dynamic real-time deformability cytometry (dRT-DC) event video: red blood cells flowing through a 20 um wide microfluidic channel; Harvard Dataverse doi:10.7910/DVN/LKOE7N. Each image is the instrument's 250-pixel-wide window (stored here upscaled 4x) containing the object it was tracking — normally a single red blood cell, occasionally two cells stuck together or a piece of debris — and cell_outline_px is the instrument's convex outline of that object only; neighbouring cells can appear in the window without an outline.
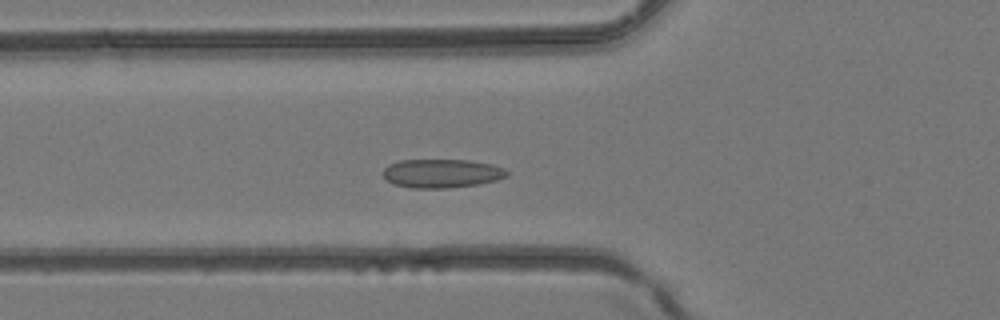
{"species": "common noctule bat (a hibernating species)", "species_latin": "Nyctalus noctula", "temperature_condition": "room temperature", "stored_images_in_passage": 24, "camera_frame_rate_fps": 3000, "um_per_image_px": 0.085, "animal": {"sex": "female", "body_mass_g": 24.6, "forearm_length_mm": 56.2}, "frame": {"image": 1, "passage_image": 5, "time_ms": 1.333, "image_size_px": [1000, 320], "cell_outline_px": [[508, 176], [496, 180], [480, 184], [448, 188], [412, 188], [392, 184], [384, 176], [384, 168], [388, 164], [400, 160], [468, 160], [492, 164], [504, 168], [508, 172]], "centroid_in_image_um": [37.56, 14.74], "position_along_channel_um": 88.2, "area_um2": 20.81}}
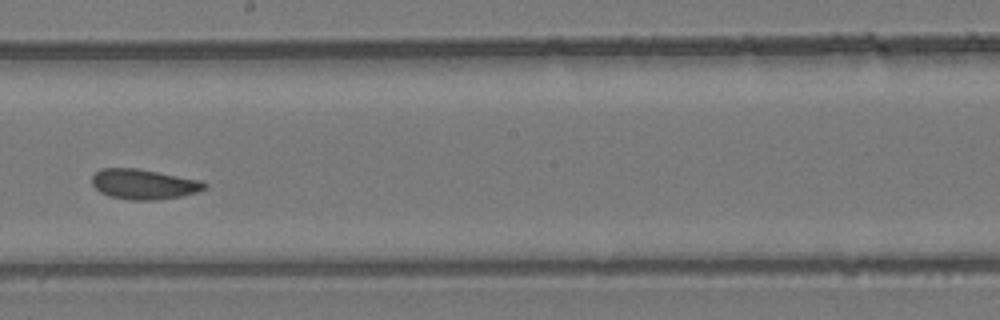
{"frame": {"image": 2, "passage_image": 14, "time_ms": 4.333, "image_size_px": [1000, 320], "cell_outline_px": [[208, 184], [204, 188], [196, 192], [180, 196], [156, 200], [132, 200], [112, 196], [100, 192], [92, 184], [92, 176], [100, 168], [136, 168], [200, 180]], "centroid_in_image_um": [12.2, 15.65], "position_along_channel_um": 236.0, "area_um2": 19.48}}
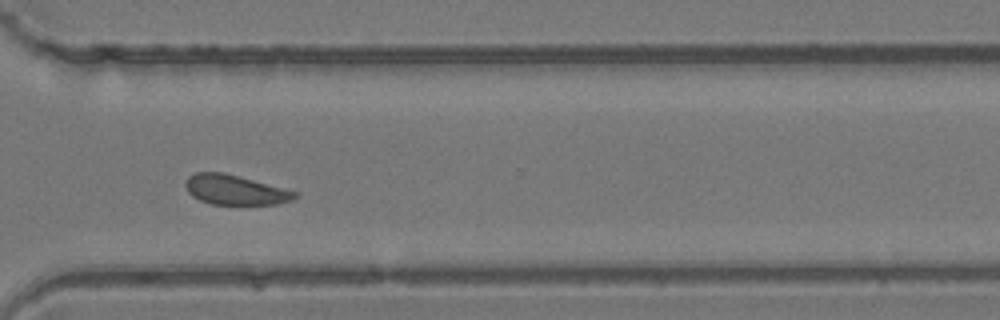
{"frame": {"image": 3, "passage_image": 21, "time_ms": 6.667, "image_size_px": [1000, 320], "cell_outline_px": [[296, 196], [292, 200], [276, 204], [212, 204], [200, 200], [192, 196], [188, 192], [184, 184], [184, 180], [188, 176], [196, 172], [224, 172], [296, 192]], "centroid_in_image_um": [19.9, 16.13], "position_along_channel_um": 350.7, "area_um2": 18.73}}